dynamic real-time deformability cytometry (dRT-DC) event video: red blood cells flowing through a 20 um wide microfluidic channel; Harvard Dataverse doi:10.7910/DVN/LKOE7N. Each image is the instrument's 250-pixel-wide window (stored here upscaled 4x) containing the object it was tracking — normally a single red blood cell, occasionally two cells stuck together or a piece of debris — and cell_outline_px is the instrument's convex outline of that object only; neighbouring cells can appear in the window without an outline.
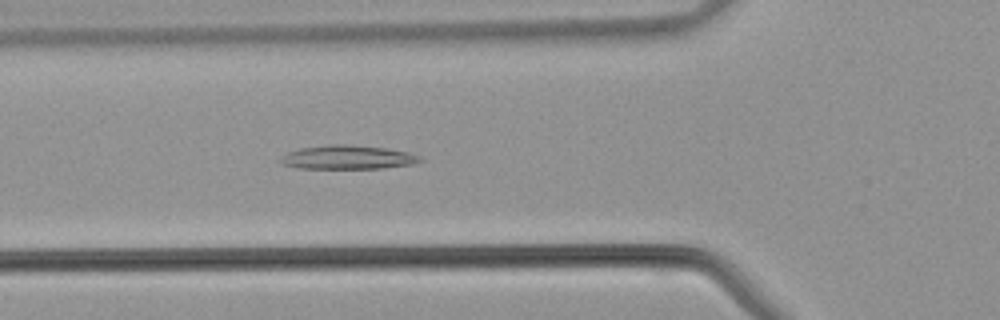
{"species": "common noctule bat (a hibernating species)", "species_latin": "Nyctalus noctula", "temperature_condition": "warm", "stored_images_in_passage": 41, "camera_frame_rate_fps": 3000, "um_per_image_px": 0.085, "animal": {"sex": "male", "body_mass_g": 21.5, "forearm_length_mm": 52.0}, "frame": {"image": 1, "passage_image": 14, "time_ms": 4.333, "image_size_px": [1000, 320], "cell_outline_px": [[424, 160], [412, 164], [384, 168], [296, 168], [284, 164], [280, 160], [288, 152], [300, 148], [328, 144], [344, 144], [388, 148], [408, 152], [420, 156]], "centroid_in_image_um": [29.6, 13.36], "position_along_channel_um": 96.2, "area_um2": 19.31}}
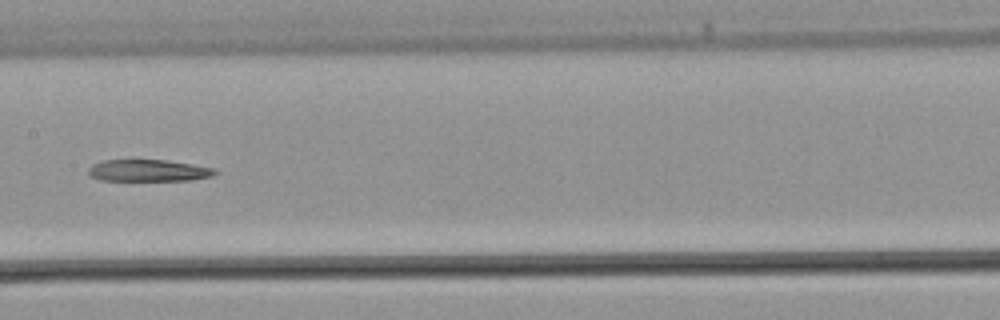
{"frame": {"image": 2, "passage_image": 20, "time_ms": 6.333, "image_size_px": [1000, 320], "cell_outline_px": [[220, 172], [212, 176], [192, 180], [100, 180], [88, 176], [88, 168], [92, 164], [104, 160], [168, 160], [216, 168]], "centroid_in_image_um": [12.64, 14.49], "position_along_channel_um": 194.8, "area_um2": 16.24}}
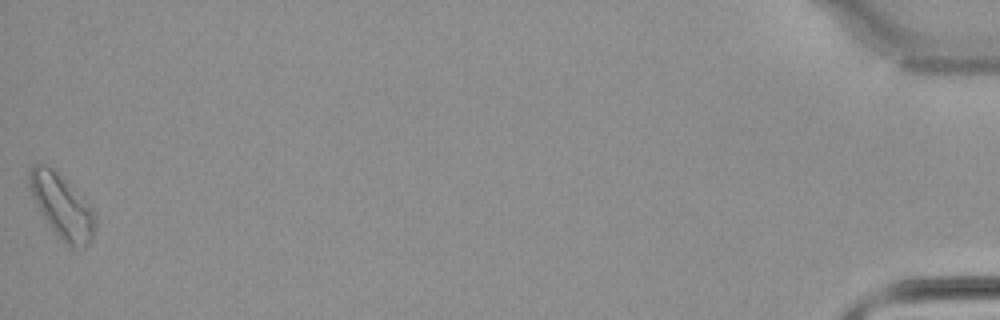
{"frame": {"image": 3, "passage_image": 41, "time_ms": 13.333, "image_size_px": [1000, 320], "cell_outline_px": [[96, 224], [92, 240], [80, 252], [72, 252], [56, 236], [36, 204], [28, 188], [28, 172], [32, 164], [44, 164], [56, 172], [60, 176], [96, 216]], "centroid_in_image_um": [5.24, 17.66], "position_along_channel_um": 430.0, "area_um2": 24.28}}